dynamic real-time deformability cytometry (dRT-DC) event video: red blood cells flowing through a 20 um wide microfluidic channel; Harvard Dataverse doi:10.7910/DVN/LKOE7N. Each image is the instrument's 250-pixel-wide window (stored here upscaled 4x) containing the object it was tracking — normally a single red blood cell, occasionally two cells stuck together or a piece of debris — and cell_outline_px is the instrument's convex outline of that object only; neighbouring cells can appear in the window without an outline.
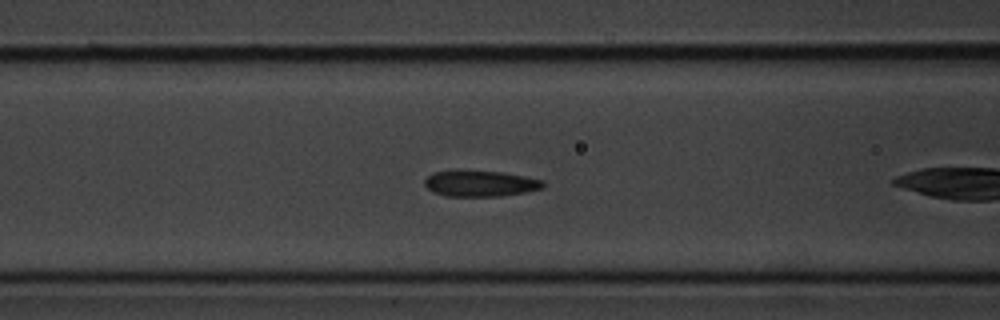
{"species": "common noctule bat (a hibernating species)", "species_latin": "Nyctalus noctula", "temperature_condition": "cold", "stored_images_in_passage": 10, "camera_frame_rate_fps": 3000, "um_per_image_px": 0.085, "animal": {"sex": "male", "body_mass_g": 20.1, "forearm_length_mm": 53.5}, "frame": {"image": 1, "passage_image": 9, "time_ms": 2.667, "image_size_px": [1000, 320], "cell_outline_px": [[544, 188], [524, 192], [500, 196], [444, 196], [432, 192], [424, 184], [424, 180], [432, 172], [456, 168], [500, 172], [524, 176], [544, 180]], "centroid_in_image_um": [40.75, 15.56], "position_along_channel_um": 125.8, "area_um2": 18.5}}